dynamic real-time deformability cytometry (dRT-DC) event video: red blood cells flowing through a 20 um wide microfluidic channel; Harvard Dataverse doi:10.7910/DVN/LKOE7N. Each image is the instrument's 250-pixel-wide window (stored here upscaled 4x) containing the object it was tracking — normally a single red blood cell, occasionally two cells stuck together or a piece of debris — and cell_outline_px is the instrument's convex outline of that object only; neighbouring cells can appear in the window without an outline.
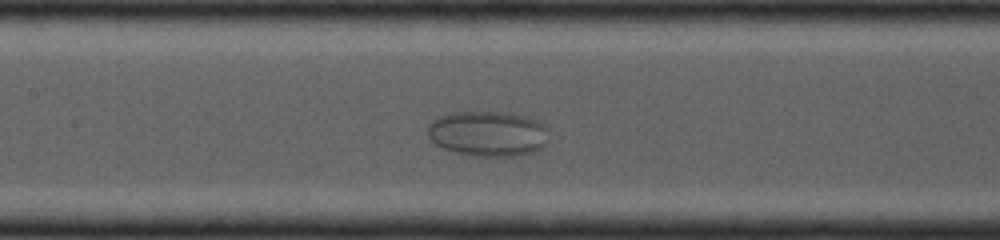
{"species": "common noctule bat (a hibernating species)", "species_latin": "Nyctalus noctula", "temperature_condition": "cold", "stored_images_in_passage": 16, "camera_frame_rate_fps": 4000, "um_per_image_px": 0.085, "animal": {"sex": "female", "body_mass_g": 19.0, "forearm_length_mm": 53.3}, "frame": {"image": 1, "passage_image": 14, "time_ms": 4.25, "image_size_px": [1000, 240], "cell_outline_px": [[548, 128], [544, 148], [532, 152], [516, 156], [476, 156], [456, 152], [444, 148], [436, 144], [428, 136], [428, 124], [432, 120], [440, 116], [452, 112], [512, 112], [536, 120], [544, 124]], "centroid_in_image_um": [41.49, 11.35], "position_along_channel_um": 165.9, "area_um2": 32.08}}